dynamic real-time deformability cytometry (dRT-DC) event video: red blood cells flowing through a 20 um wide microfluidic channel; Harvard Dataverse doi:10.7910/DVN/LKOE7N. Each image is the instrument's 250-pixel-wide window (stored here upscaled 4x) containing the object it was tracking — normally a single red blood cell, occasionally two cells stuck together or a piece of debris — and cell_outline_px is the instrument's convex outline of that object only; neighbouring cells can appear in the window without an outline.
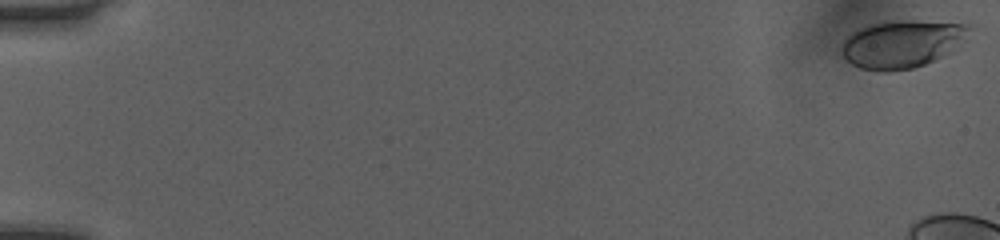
{"species": "human", "species_latin": "Homo sapiens", "temperature_condition": "room temperature", "stored_images_in_passage": 13, "camera_frame_rate_fps": 3000, "um_per_image_px": 0.085, "donor": {"sex": "female"}, "frame": {"image": 1, "passage_image": 1, "time_ms": 0.0, "image_size_px": [1000, 240], "cell_outline_px": [[968, 28], [964, 40], [940, 56], [924, 64], [912, 68], [888, 72], [880, 72], [860, 68], [852, 64], [840, 52], [840, 44], [852, 32], [868, 24], [900, 20], [912, 20], [968, 24]], "centroid_in_image_um": [76.56, 3.73], "position_along_channel_um": 8.4, "area_um2": 34.97}}